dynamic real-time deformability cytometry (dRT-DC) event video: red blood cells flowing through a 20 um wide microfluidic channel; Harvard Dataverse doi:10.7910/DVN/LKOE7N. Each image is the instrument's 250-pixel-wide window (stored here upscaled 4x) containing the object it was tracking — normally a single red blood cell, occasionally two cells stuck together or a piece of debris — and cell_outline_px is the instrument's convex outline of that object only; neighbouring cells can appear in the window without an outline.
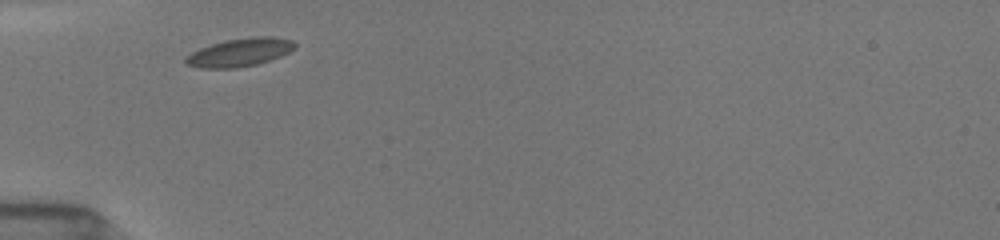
{"species": "common noctule bat (a hibernating species)", "species_latin": "Nyctalus noctula", "temperature_condition": "room temperature", "stored_images_in_passage": 2, "camera_frame_rate_fps": 3000, "um_per_image_px": 0.085, "animal": {"sex": "female", "body_mass_g": 19.5, "forearm_length_mm": 54.1}, "frame": {"image": 1, "passage_image": 1, "time_ms": 0.0, "image_size_px": [1000, 240], "cell_outline_px": [[296, 48], [280, 56], [256, 64], [236, 68], [200, 68], [188, 64], [184, 60], [184, 56], [200, 48], [212, 44], [228, 40], [256, 36], [272, 36], [292, 40], [296, 44]], "centroid_in_image_um": [20.38, 4.45], "position_along_channel_um": 64.6, "area_um2": 17.74}}